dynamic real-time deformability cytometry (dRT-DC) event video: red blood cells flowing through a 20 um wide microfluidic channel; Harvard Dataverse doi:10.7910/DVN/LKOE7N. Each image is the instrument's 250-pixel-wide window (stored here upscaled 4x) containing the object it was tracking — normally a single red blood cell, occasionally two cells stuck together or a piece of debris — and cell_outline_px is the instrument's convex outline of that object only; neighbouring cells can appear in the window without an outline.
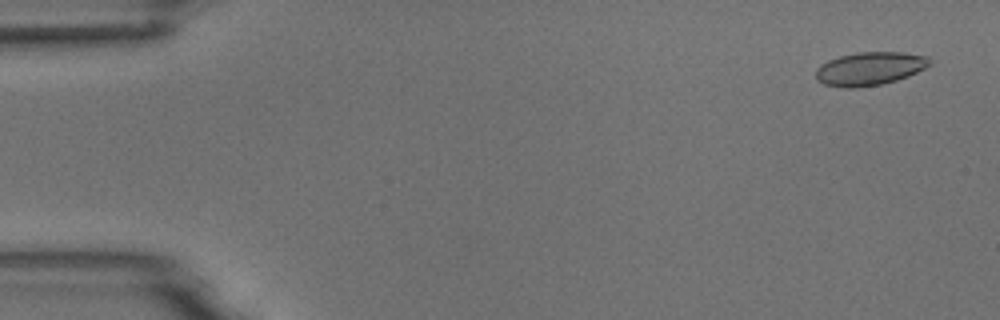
{"species": "common noctule bat (a hibernating species)", "species_latin": "Nyctalus noctula", "temperature_condition": "room temperature", "stored_images_in_passage": 4, "camera_frame_rate_fps": 3000, "um_per_image_px": 0.085, "animal": {"sex": "male", "body_mass_g": 18.8}, "frame": {"image": 1, "passage_image": 1, "time_ms": 0.0, "image_size_px": [1000, 320], "cell_outline_px": [[932, 64], [908, 76], [896, 80], [880, 84], [856, 88], [840, 88], [824, 84], [816, 80], [816, 68], [820, 64], [828, 60], [840, 56], [856, 52], [904, 52], [928, 56], [932, 60]], "centroid_in_image_um": [73.91, 5.83], "position_along_channel_um": 11.1, "area_um2": 22.31}}
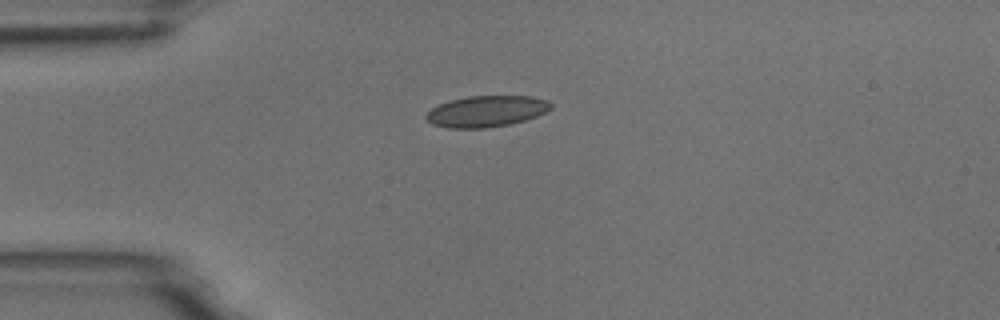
{"frame": {"image": 2, "passage_image": 4, "time_ms": 3.667, "image_size_px": [1000, 320], "cell_outline_px": [[552, 108], [536, 116], [512, 124], [484, 128], [448, 128], [432, 124], [424, 116], [432, 108], [440, 104], [452, 100], [468, 96], [532, 96], [548, 100], [552, 104]], "centroid_in_image_um": [41.36, 9.46], "position_along_channel_um": 43.6, "area_um2": 22.6}}